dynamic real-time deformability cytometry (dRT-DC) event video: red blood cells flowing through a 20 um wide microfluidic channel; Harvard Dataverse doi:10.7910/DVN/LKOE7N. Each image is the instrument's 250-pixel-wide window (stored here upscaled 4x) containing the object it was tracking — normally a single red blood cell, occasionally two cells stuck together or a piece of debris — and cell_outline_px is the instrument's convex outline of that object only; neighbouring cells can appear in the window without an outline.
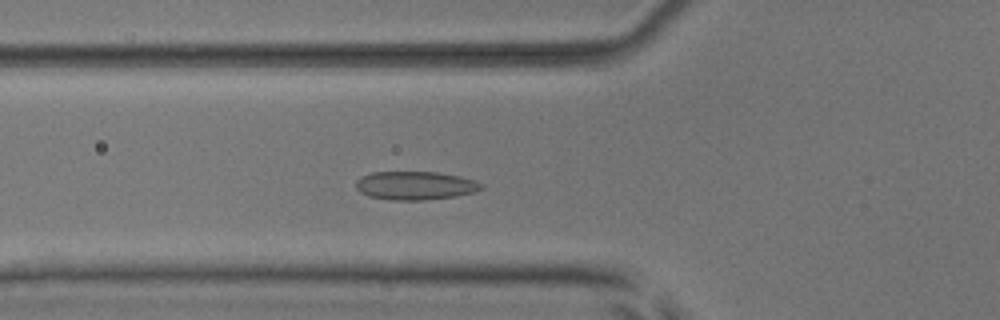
{"species": "common noctule bat (a hibernating species)", "species_latin": "Nyctalus noctula", "temperature_condition": "room temperature", "stored_images_in_passage": 49, "camera_frame_rate_fps": 3000, "um_per_image_px": 0.085, "animal": {"sex": "male", "body_mass_g": 17.9, "forearm_length_mm": 54.2}, "frame": {"image": 1, "passage_image": 16, "time_ms": 5.0, "image_size_px": [1000, 320], "cell_outline_px": [[484, 188], [476, 192], [456, 196], [424, 200], [388, 200], [368, 196], [360, 192], [356, 188], [356, 180], [372, 172], [436, 172], [460, 176], [476, 180], [484, 184]], "centroid_in_image_um": [35.34, 15.78], "position_along_channel_um": 90.5, "area_um2": 20.98}}
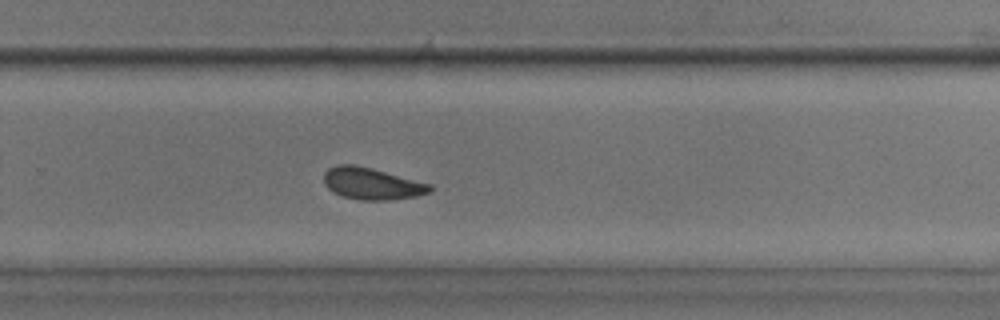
{"frame": {"image": 2, "passage_image": 32, "time_ms": 10.333, "image_size_px": [1000, 320], "cell_outline_px": [[432, 188], [428, 192], [416, 196], [388, 200], [360, 200], [344, 196], [332, 192], [324, 184], [324, 172], [328, 168], [336, 164], [352, 164], [372, 168], [432, 184]], "centroid_in_image_um": [31.57, 15.6], "position_along_channel_um": 298.2, "area_um2": 19.65}}
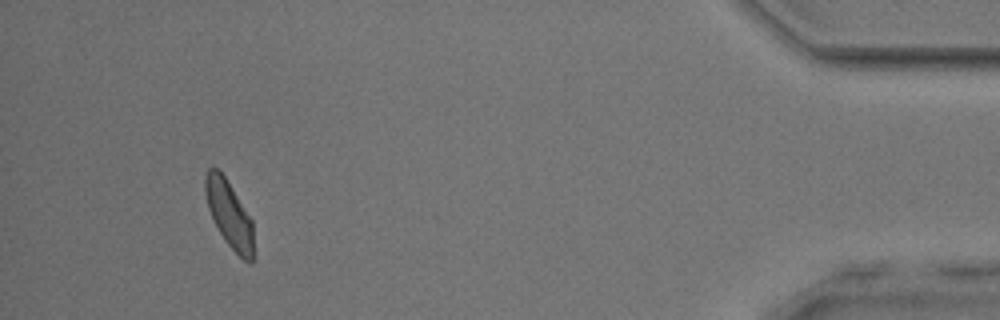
{"frame": {"image": 3, "passage_image": 46, "time_ms": 15.0, "image_size_px": [1000, 320], "cell_outline_px": [[252, 260], [244, 260], [228, 244], [212, 220], [208, 208], [204, 192], [204, 176], [208, 168], [216, 168], [224, 176], [252, 220]], "centroid_in_image_um": [19.43, 18.15], "position_along_channel_um": 415.8, "area_um2": 18.26}, "authors_computed_cell_mechanics": {"area_um2": 19.7098, "velocity_mm_per_s": 3.905, "shape_relaxation_time_tau1_ms": 4.7054, "shape_relaxation_time_tau2_ms": 1.3003, "deformation_change_tau1": 0.1049, "deformation_change_tau2": 0.0732}}